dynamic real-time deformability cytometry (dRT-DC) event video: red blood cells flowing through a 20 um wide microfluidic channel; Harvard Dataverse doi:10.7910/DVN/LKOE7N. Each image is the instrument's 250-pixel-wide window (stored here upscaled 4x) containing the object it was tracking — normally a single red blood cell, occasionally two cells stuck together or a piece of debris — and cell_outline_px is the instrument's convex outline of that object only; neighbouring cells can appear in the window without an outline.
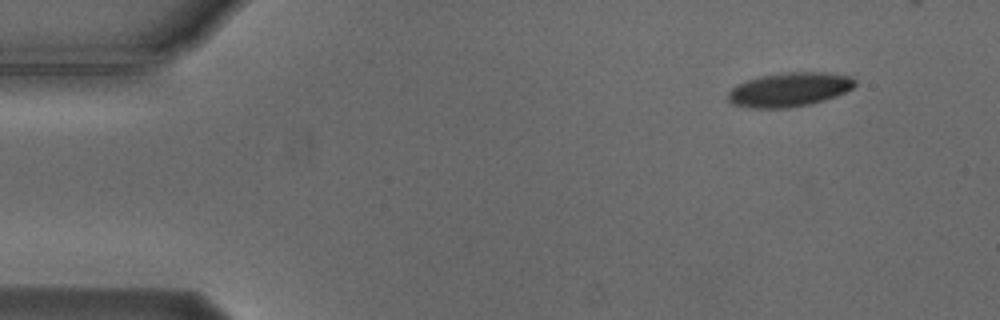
{"species": "Egyptian fruit bat (a non-hibernating species)", "species_latin": "Rousettus aegyptiacus", "temperature_condition": "cold", "stored_images_in_passage": 13, "camera_frame_rate_fps": 3000, "um_per_image_px": 0.085, "animal": {"sex": "male"}, "frame": {"image": 1, "passage_image": 1, "time_ms": 0.0, "image_size_px": [1000, 320], "cell_outline_px": [[856, 84], [852, 88], [836, 96], [824, 100], [808, 104], [788, 108], [748, 108], [732, 104], [728, 100], [728, 92], [736, 84], [760, 76], [788, 72], [828, 72], [848, 76], [856, 80]], "centroid_in_image_um": [67.07, 7.61], "position_along_channel_um": 17.9, "area_um2": 25.2}}
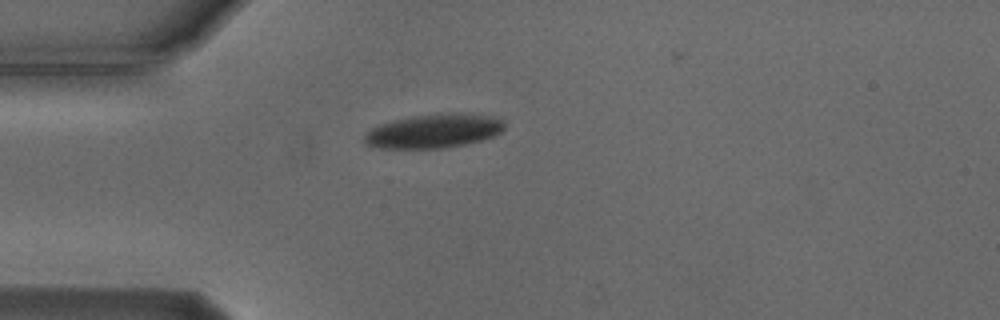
{"frame": {"image": 2, "passage_image": 10, "time_ms": 3.0, "image_size_px": [1000, 320], "cell_outline_px": [[504, 128], [496, 136], [448, 148], [376, 148], [364, 144], [364, 136], [372, 128], [380, 124], [412, 116], [436, 112], [452, 112], [488, 116], [504, 120]], "centroid_in_image_um": [36.87, 11.13], "position_along_channel_um": 48.1, "area_um2": 27.86}}